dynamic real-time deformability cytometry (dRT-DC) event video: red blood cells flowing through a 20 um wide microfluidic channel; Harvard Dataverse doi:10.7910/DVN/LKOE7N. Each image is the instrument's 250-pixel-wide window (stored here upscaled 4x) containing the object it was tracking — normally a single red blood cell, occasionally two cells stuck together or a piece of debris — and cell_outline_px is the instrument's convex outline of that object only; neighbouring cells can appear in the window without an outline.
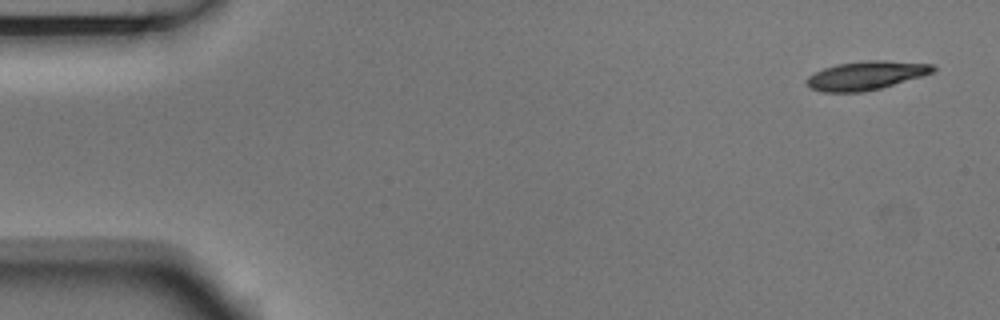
{"species": "Egyptian fruit bat (a non-hibernating species)", "species_latin": "Rousettus aegyptiacus", "temperature_condition": "room temperature", "stored_images_in_passage": 3, "camera_frame_rate_fps": 3000, "um_per_image_px": 0.085, "animal": {"sex": "male"}, "frame": {"image": 1, "passage_image": 1, "time_ms": 0.0, "image_size_px": [1000, 320], "cell_outline_px": [[936, 68], [932, 72], [924, 76], [880, 88], [864, 92], [824, 92], [812, 88], [808, 84], [808, 76], [824, 68], [836, 64], [868, 60], [884, 60], [932, 64]], "centroid_in_image_um": [73.65, 6.41], "position_along_channel_um": 11.4, "area_um2": 20.92}}
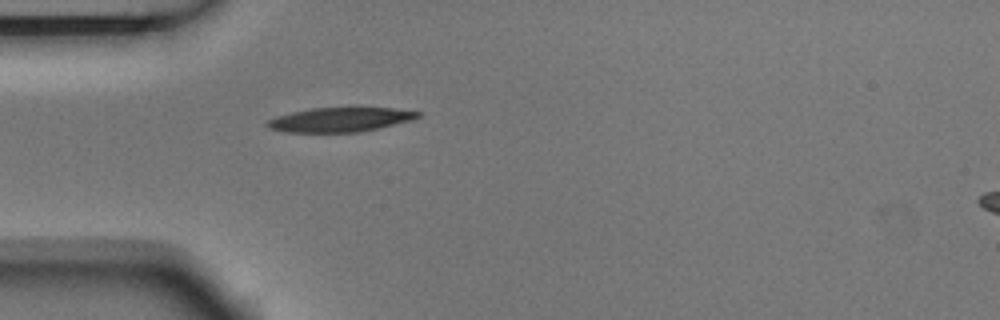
{"frame": {"image": 2, "passage_image": 3, "time_ms": 0.667, "image_size_px": [1000, 320], "cell_outline_px": [[420, 116], [412, 120], [380, 128], [360, 132], [288, 132], [268, 128], [264, 124], [268, 120], [276, 116], [292, 112], [312, 108], [356, 104], [392, 108], [420, 112]], "centroid_in_image_um": [28.95, 10.12], "position_along_channel_um": 56.0, "area_um2": 22.43}}